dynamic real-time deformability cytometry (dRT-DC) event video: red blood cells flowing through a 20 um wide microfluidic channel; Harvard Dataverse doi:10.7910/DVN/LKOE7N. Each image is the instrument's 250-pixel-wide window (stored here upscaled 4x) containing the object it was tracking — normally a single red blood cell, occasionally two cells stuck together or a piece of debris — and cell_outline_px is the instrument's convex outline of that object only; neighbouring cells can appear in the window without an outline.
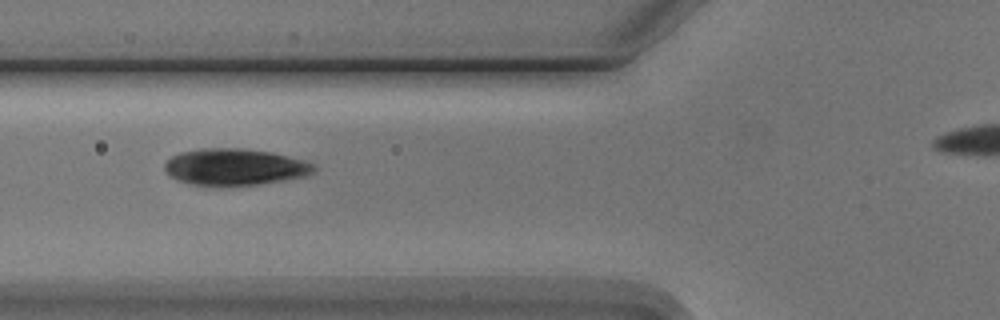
{"species": "Egyptian fruit bat (a non-hibernating species)", "species_latin": "Rousettus aegyptiacus", "temperature_condition": "cold", "stored_images_in_passage": 8, "segment_of_instrument_passage": [1, 2], "camera_frame_rate_fps": 3000, "um_per_image_px": 0.085, "animal": {"sex": "male"}, "frame": {"image": 1, "passage_image": 2, "time_ms": 1.333, "image_size_px": [1000, 320], "cell_outline_px": [[316, 168], [312, 172], [304, 176], [284, 180], [260, 184], [192, 184], [176, 180], [164, 168], [164, 164], [172, 156], [180, 152], [204, 148], [244, 148], [272, 152], [308, 160], [316, 164]], "centroid_in_image_um": [20.02, 14.16], "position_along_channel_um": 105.8, "area_um2": 31.56}}
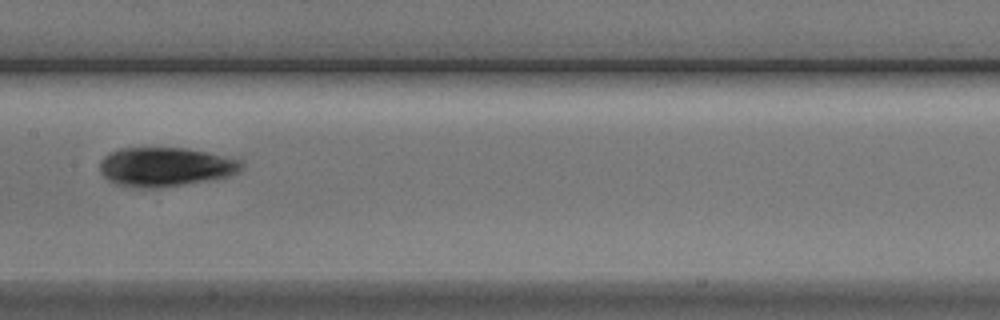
{"frame": {"image": 2, "passage_image": 4, "time_ms": 3.667, "image_size_px": [1000, 320], "cell_outline_px": [[244, 168], [240, 172], [216, 180], [160, 188], [132, 188], [116, 184], [108, 180], [100, 172], [100, 160], [104, 156], [120, 148], [188, 148], [208, 152], [240, 160], [244, 164]], "centroid_in_image_um": [14.09, 14.2], "position_along_channel_um": 193.3, "area_um2": 32.83}}
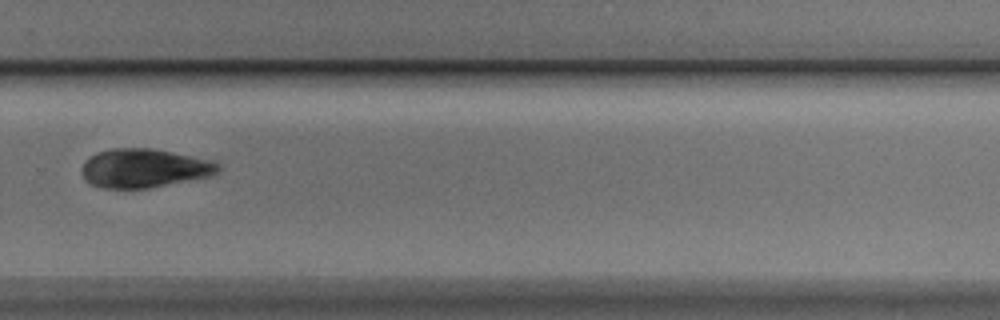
{"frame": {"image": 3, "passage_image": 7, "time_ms": 7.0, "image_size_px": [1000, 320], "cell_outline_px": [[220, 172], [212, 176], [148, 188], [104, 188], [92, 184], [84, 176], [80, 168], [84, 160], [88, 156], [96, 152], [108, 148], [152, 148], [172, 152], [208, 160], [220, 164]], "centroid_in_image_um": [12.23, 14.28], "position_along_channel_um": 317.6, "area_um2": 30.92}}